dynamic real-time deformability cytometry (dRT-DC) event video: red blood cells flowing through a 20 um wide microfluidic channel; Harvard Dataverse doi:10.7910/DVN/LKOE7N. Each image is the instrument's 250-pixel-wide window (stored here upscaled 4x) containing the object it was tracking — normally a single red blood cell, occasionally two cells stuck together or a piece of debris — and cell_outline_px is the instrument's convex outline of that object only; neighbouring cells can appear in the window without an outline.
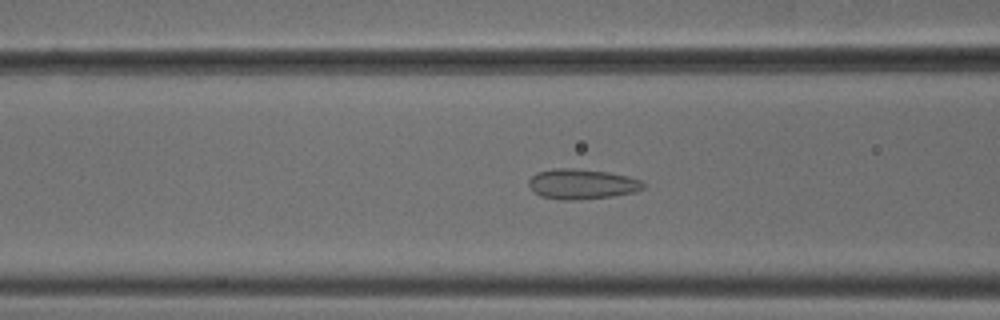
{"species": "common noctule bat (a hibernating species)", "species_latin": "Nyctalus noctula", "temperature_condition": "cold", "stored_images_in_passage": 53, "camera_frame_rate_fps": 3000, "um_per_image_px": 0.085, "animal": {"sex": "male", "body_mass_g": 18.8}, "frame": {"image": 1, "passage_image": 21, "time_ms": 6.667, "image_size_px": [1000, 320], "cell_outline_px": [[648, 184], [644, 188], [636, 192], [612, 196], [576, 200], [560, 200], [540, 196], [528, 184], [528, 180], [536, 172], [552, 168], [572, 168], [608, 172], [628, 176], [640, 180]], "centroid_in_image_um": [49.48, 15.64], "position_along_channel_um": 117.1, "area_um2": 20.29}}
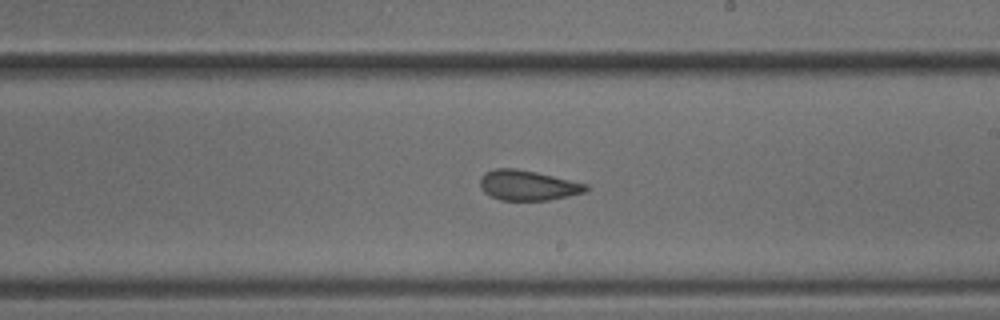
{"frame": {"image": 2, "passage_image": 31, "time_ms": 10.0, "image_size_px": [1000, 320], "cell_outline_px": [[588, 188], [584, 192], [568, 196], [548, 200], [500, 200], [484, 192], [480, 184], [480, 176], [484, 172], [496, 168], [516, 168], [536, 172], [588, 184]], "centroid_in_image_um": [44.84, 15.74], "position_along_channel_um": 244.2, "area_um2": 18.5}}
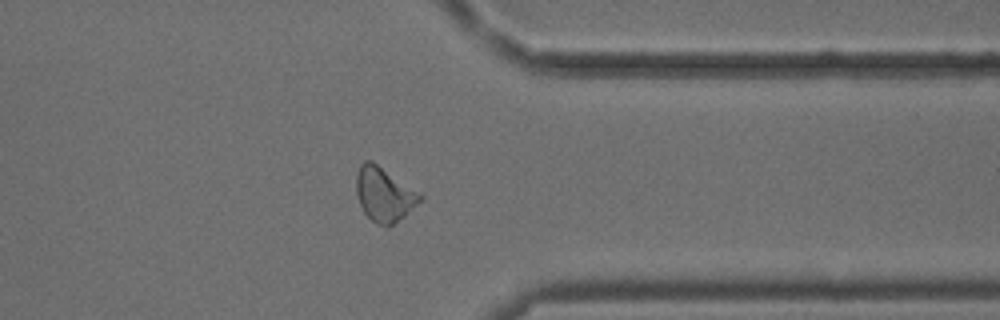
{"frame": {"image": 3, "passage_image": 42, "time_ms": 13.667, "image_size_px": [1000, 320], "cell_outline_px": [[424, 196], [404, 216], [392, 224], [376, 224], [364, 212], [356, 196], [356, 176], [360, 164], [364, 160], [372, 160], [420, 192]], "centroid_in_image_um": [32.63, 16.47], "position_along_channel_um": 378.8, "area_um2": 19.94}, "authors_computed_cell_mechanics": {"area_um2": 20.0566, "velocity_mm_per_s": 3.8103, "shape_relaxation_time_tau1_ms": null, "shape_relaxation_time_tau2_ms": 1.7482, "deformation_change_tau1": null, "deformation_change_tau2": 0.0764}}